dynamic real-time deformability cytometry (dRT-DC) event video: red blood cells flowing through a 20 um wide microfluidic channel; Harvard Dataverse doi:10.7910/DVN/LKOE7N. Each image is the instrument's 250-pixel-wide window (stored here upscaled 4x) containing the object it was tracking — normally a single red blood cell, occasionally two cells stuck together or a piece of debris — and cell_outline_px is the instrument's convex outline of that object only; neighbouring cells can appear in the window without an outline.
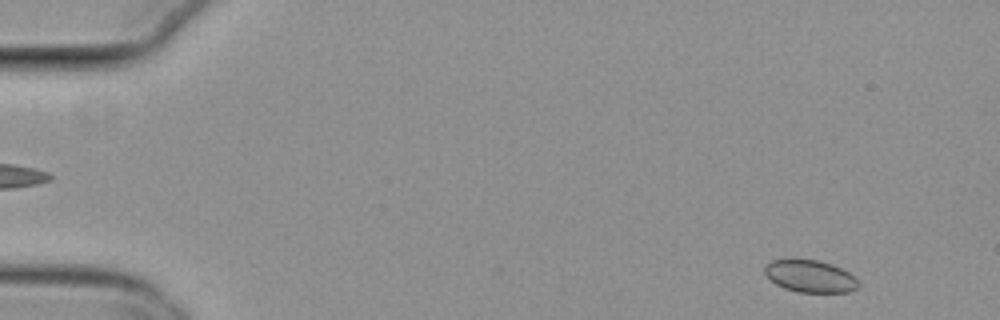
{"species": "common noctule bat (a hibernating species)", "species_latin": "Nyctalus noctula", "temperature_condition": "cold", "stored_images_in_passage": 53, "camera_frame_rate_fps": 3000, "um_per_image_px": 0.085, "animal": {"sex": "female", "body_mass_g": 29.2, "forearm_length_mm": 56.3}, "frame": {"image": 1, "passage_image": 3, "time_ms": 0.667, "image_size_px": [1000, 320], "cell_outline_px": [[860, 284], [856, 288], [848, 292], [796, 292], [784, 288], [776, 284], [764, 272], [764, 264], [772, 260], [816, 260], [832, 264], [848, 272]], "centroid_in_image_um": [68.84, 23.48], "position_along_channel_um": 16.2, "area_um2": 17.34}}
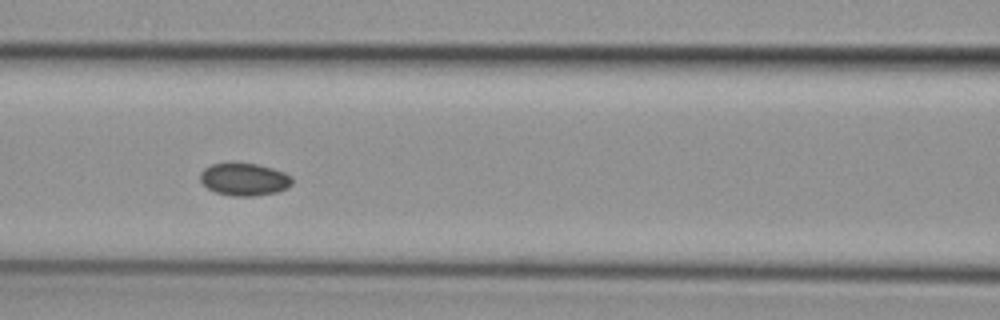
{"frame": {"image": 2, "passage_image": 23, "time_ms": 7.333, "image_size_px": [1000, 320], "cell_outline_px": [[292, 184], [288, 188], [276, 192], [252, 196], [232, 196], [216, 192], [208, 188], [200, 180], [200, 172], [204, 168], [212, 164], [256, 164], [272, 168], [284, 172], [292, 176]], "centroid_in_image_um": [20.78, 15.25], "position_along_channel_um": 145.8, "area_um2": 17.22}}
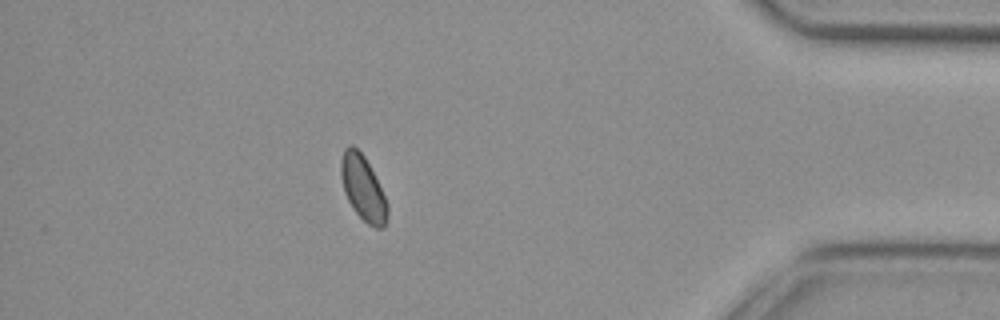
{"frame": {"image": 3, "passage_image": 47, "time_ms": 15.333, "image_size_px": [1000, 320], "cell_outline_px": [[388, 220], [384, 228], [376, 228], [368, 224], [356, 212], [348, 200], [344, 192], [340, 172], [340, 160], [344, 148], [348, 144], [352, 144], [364, 156], [388, 204]], "centroid_in_image_um": [30.84, 15.99], "position_along_channel_um": 404.4, "area_um2": 17.4}, "authors_computed_cell_mechanics": {"area_um2": 17.5712, "velocity_mm_per_s": 3.7757, "shape_relaxation_time_tau1_ms": null, "shape_relaxation_time_tau2_ms": 7.1622, "deformation_change_tau1": null, "deformation_change_tau2": 0.0655}}